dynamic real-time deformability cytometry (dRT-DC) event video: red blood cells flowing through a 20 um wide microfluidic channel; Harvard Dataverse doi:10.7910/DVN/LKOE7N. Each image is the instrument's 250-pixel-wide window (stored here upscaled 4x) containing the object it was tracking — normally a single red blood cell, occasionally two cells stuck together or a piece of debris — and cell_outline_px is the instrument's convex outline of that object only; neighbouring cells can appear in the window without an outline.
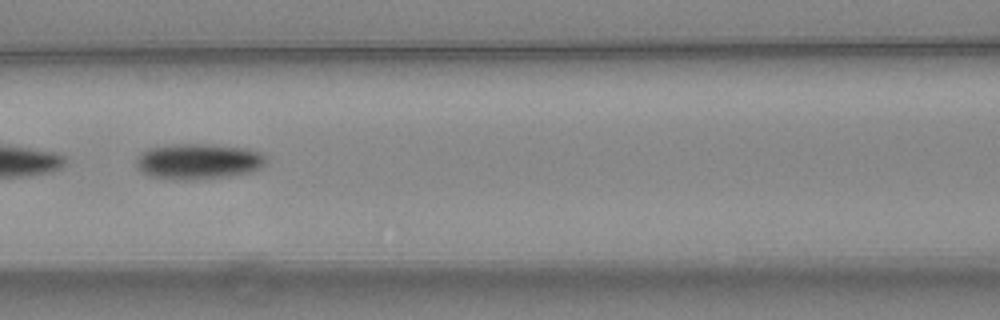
{"species": "common noctule bat (a hibernating species)", "species_latin": "Nyctalus noctula", "temperature_condition": "warm", "stored_images_in_passage": 8, "camera_frame_rate_fps": 3000, "um_per_image_px": 0.085, "animal": {"sex": "female", "body_mass_g": 24.6, "forearm_length_mm": 56.2}, "frame": {"image": 1, "passage_image": 7, "time_ms": 2.0, "image_size_px": [1000, 320], "cell_outline_px": [[264, 164], [260, 168], [252, 172], [228, 176], [192, 180], [176, 180], [148, 176], [140, 172], [136, 168], [136, 156], [140, 152], [148, 148], [172, 144], [208, 144], [248, 148], [260, 152], [264, 156]], "centroid_in_image_um": [16.79, 13.72], "position_along_channel_um": 149.8, "area_um2": 27.34}}
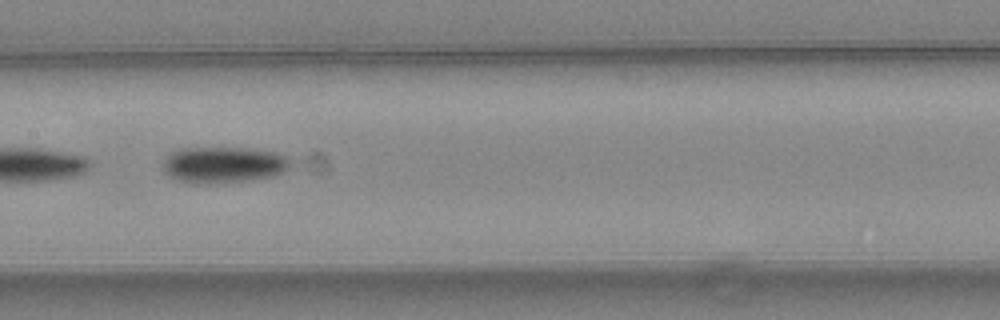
{"frame": {"image": 2, "passage_image": 8, "time_ms": 2.333, "image_size_px": [1000, 320], "cell_outline_px": [[292, 164], [284, 172], [276, 176], [252, 180], [224, 184], [196, 184], [180, 180], [168, 176], [160, 168], [164, 160], [172, 152], [184, 148], [240, 148], [272, 152], [288, 156]], "centroid_in_image_um": [19.0, 14.04], "position_along_channel_um": 188.4, "area_um2": 27.34}}